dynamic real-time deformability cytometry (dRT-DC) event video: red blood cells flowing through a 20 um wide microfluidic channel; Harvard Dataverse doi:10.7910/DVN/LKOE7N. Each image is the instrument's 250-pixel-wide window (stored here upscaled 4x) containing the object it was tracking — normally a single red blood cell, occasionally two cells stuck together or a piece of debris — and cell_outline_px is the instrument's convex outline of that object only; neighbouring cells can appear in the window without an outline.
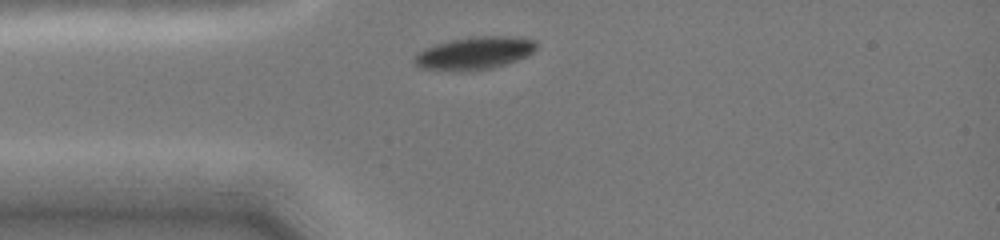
{"species": "common noctule bat (a hibernating species)", "species_latin": "Nyctalus noctula", "temperature_condition": "cold", "stored_images_in_passage": 8, "camera_frame_rate_fps": 3000, "um_per_image_px": 0.085, "animal": {"sex": "female", "body_mass_g": 19.0, "forearm_length_mm": 51.5}, "frame": {"image": 1, "passage_image": 1, "time_ms": 0.0, "image_size_px": [1000, 240], "cell_outline_px": [[536, 48], [532, 52], [516, 60], [492, 68], [424, 68], [416, 64], [412, 60], [424, 48], [436, 44], [452, 40], [476, 36], [516, 36], [536, 40]], "centroid_in_image_um": [40.4, 4.45], "position_along_channel_um": 44.6, "area_um2": 22.02}}
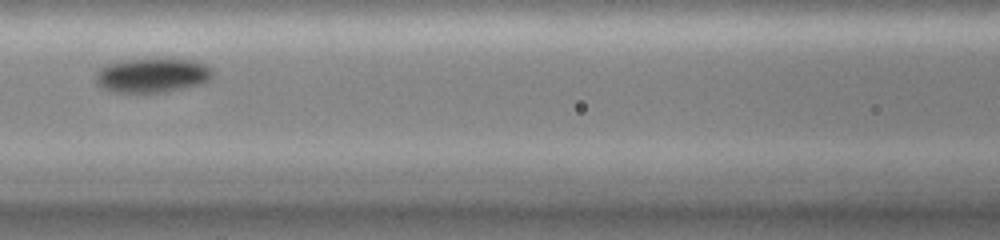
{"frame": {"image": 2, "passage_image": 4, "time_ms": 3.0, "image_size_px": [1000, 240], "cell_outline_px": [[212, 76], [204, 84], [164, 92], [112, 92], [96, 84], [96, 76], [100, 68], [104, 64], [120, 60], [144, 56], [176, 56], [196, 60], [212, 68]], "centroid_in_image_um": [12.97, 6.32], "position_along_channel_um": 153.6, "area_um2": 24.85}}
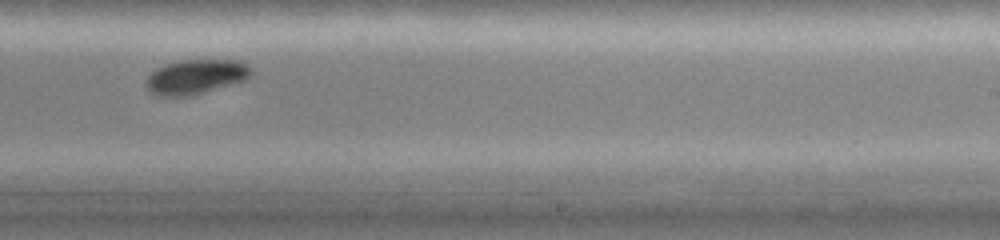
{"frame": {"image": 3, "passage_image": 7, "time_ms": 6.0, "image_size_px": [1000, 240], "cell_outline_px": [[252, 72], [244, 80], [192, 96], [156, 96], [148, 92], [144, 84], [148, 76], [156, 68], [164, 64], [180, 60], [240, 60]], "centroid_in_image_um": [16.55, 6.54], "position_along_channel_um": 272.5, "area_um2": 21.21}}